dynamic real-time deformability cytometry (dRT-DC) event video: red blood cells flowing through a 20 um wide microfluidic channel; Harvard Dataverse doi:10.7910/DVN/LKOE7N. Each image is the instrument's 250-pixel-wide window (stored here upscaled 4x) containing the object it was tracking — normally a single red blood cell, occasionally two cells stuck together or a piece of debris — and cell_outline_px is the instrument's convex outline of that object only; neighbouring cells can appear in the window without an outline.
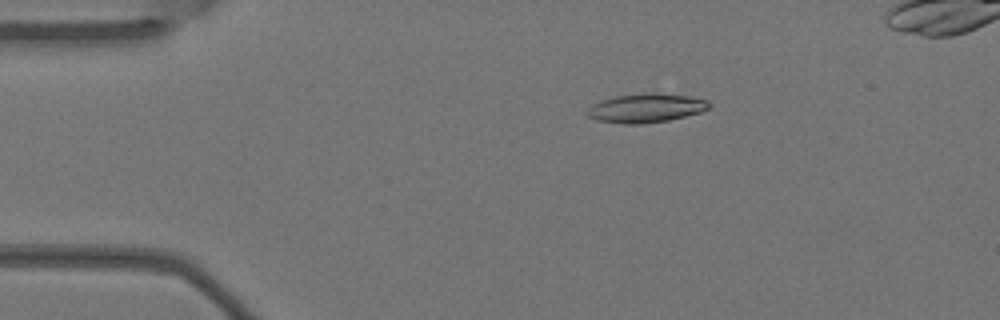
{"species": "Egyptian fruit bat (a non-hibernating species)", "species_latin": "Rousettus aegyptiacus", "temperature_condition": "warm", "stored_images_in_passage": 5, "camera_frame_rate_fps": 3000, "um_per_image_px": 0.085, "animal": {"sex": "female"}, "frame": {"image": 1, "passage_image": 3, "time_ms": 0.667, "image_size_px": [1000, 320], "cell_outline_px": [[712, 108], [700, 112], [668, 120], [640, 124], [624, 124], [596, 120], [588, 116], [588, 108], [592, 104], [600, 100], [616, 96], [652, 92], [656, 92], [692, 96], [708, 100], [712, 104]], "centroid_in_image_um": [54.95, 9.17], "position_along_channel_um": 30.0, "area_um2": 20.75}}